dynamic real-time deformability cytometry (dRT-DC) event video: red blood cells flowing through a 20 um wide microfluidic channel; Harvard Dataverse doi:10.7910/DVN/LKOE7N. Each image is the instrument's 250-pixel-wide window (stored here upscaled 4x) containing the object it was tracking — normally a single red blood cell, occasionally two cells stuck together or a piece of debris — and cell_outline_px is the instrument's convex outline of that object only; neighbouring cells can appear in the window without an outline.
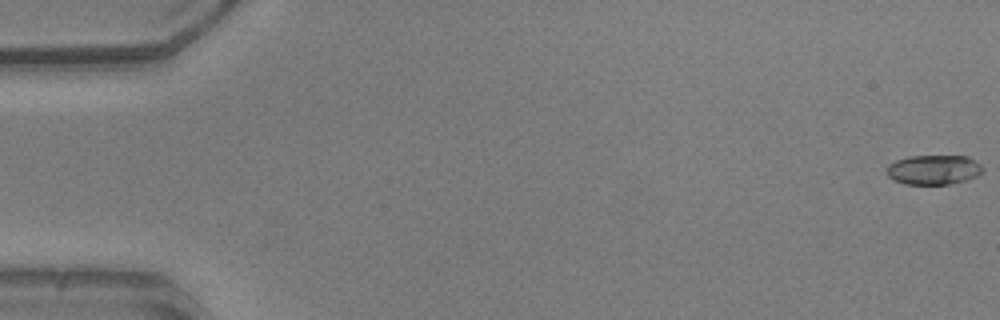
{"species": "common noctule bat (a hibernating species)", "species_latin": "Nyctalus noctula", "temperature_condition": "warm", "stored_images_in_passage": 52, "camera_frame_rate_fps": 3000, "um_per_image_px": 0.085, "animal": {"sex": "male", "body_mass_g": 20.5, "forearm_length_mm": 52.5}, "frame": {"image": 1, "passage_image": 1, "time_ms": 0.0, "image_size_px": [1000, 320], "cell_outline_px": [[984, 172], [968, 180], [952, 184], [904, 184], [892, 180], [888, 176], [888, 164], [896, 160], [908, 156], [968, 156], [980, 164], [984, 168]], "centroid_in_image_um": [79.38, 14.43], "position_along_channel_um": 5.6, "area_um2": 16.76}}
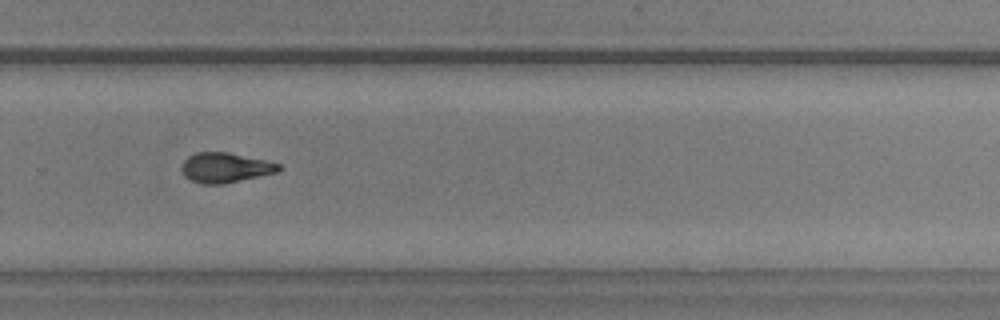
{"frame": {"image": 2, "passage_image": 36, "time_ms": 11.667, "image_size_px": [1000, 320], "cell_outline_px": [[280, 172], [224, 184], [200, 184], [184, 176], [180, 168], [184, 160], [188, 156], [196, 152], [228, 152], [264, 160], [280, 164]], "centroid_in_image_um": [19.13, 14.26], "position_along_channel_um": 310.7, "area_um2": 17.05}}
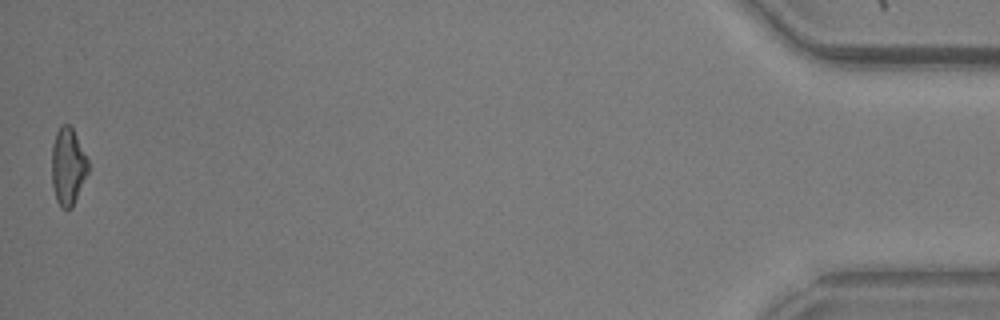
{"frame": {"image": 3, "passage_image": 52, "time_ms": 17.0, "image_size_px": [1000, 320], "cell_outline_px": [[92, 168], [72, 208], [60, 208], [56, 200], [52, 184], [52, 144], [56, 132], [60, 124], [68, 124], [72, 128]], "centroid_in_image_um": [5.8, 14.17], "position_along_channel_um": 429.4, "area_um2": 16.76}, "authors_computed_cell_mechanics": {"area_um2": 17.0221, "velocity_mm_per_s": 3.9719, "shape_relaxation_time_tau1_ms": 5.151, "shape_relaxation_time_tau2_ms": 5.2965, "deformation_change_tau1": 0.1705, "deformation_change_tau2": 0.1364}}